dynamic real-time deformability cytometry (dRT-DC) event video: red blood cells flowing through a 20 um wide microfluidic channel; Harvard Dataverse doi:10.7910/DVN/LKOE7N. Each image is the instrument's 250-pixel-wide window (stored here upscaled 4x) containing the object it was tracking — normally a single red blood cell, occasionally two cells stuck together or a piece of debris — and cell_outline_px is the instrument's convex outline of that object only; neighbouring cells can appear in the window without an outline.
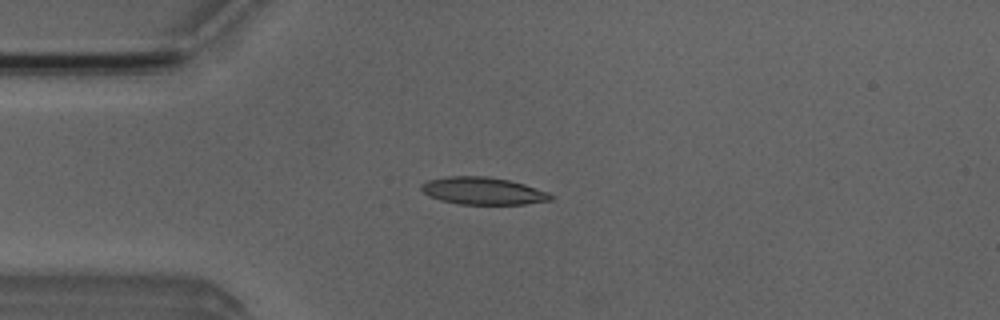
{"species": "Egyptian fruit bat (a non-hibernating species)", "species_latin": "Rousettus aegyptiacus", "temperature_condition": "room temperature", "stored_images_in_passage": 4, "camera_frame_rate_fps": 3000, "um_per_image_px": 0.085, "animal": {"sex": "male"}, "frame": {"image": 1, "passage_image": 4, "time_ms": 3.333, "image_size_px": [1000, 320], "cell_outline_px": [[552, 200], [524, 204], [456, 204], [440, 200], [428, 196], [420, 188], [420, 184], [428, 180], [448, 176], [488, 176], [508, 180], [524, 184], [548, 192], [552, 196]], "centroid_in_image_um": [41.01, 16.23], "position_along_channel_um": 44.0, "area_um2": 20.63}}